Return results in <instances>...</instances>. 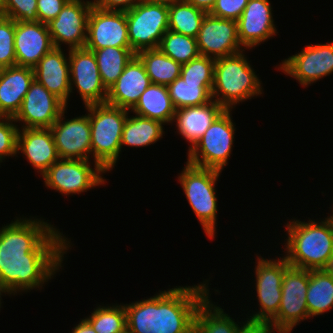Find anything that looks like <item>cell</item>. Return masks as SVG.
Returning <instances> with one entry per match:
<instances>
[{
    "mask_svg": "<svg viewBox=\"0 0 333 333\" xmlns=\"http://www.w3.org/2000/svg\"><path fill=\"white\" fill-rule=\"evenodd\" d=\"M43 219L22 217L0 228V290L5 294L42 288L62 267L70 241ZM16 293V294H15Z\"/></svg>",
    "mask_w": 333,
    "mask_h": 333,
    "instance_id": "1",
    "label": "cell"
},
{
    "mask_svg": "<svg viewBox=\"0 0 333 333\" xmlns=\"http://www.w3.org/2000/svg\"><path fill=\"white\" fill-rule=\"evenodd\" d=\"M203 282L125 304L127 333H193L196 311L210 294L208 280Z\"/></svg>",
    "mask_w": 333,
    "mask_h": 333,
    "instance_id": "2",
    "label": "cell"
},
{
    "mask_svg": "<svg viewBox=\"0 0 333 333\" xmlns=\"http://www.w3.org/2000/svg\"><path fill=\"white\" fill-rule=\"evenodd\" d=\"M285 229L288 237L284 257L290 266L306 270L333 268V214L318 223L293 219Z\"/></svg>",
    "mask_w": 333,
    "mask_h": 333,
    "instance_id": "3",
    "label": "cell"
},
{
    "mask_svg": "<svg viewBox=\"0 0 333 333\" xmlns=\"http://www.w3.org/2000/svg\"><path fill=\"white\" fill-rule=\"evenodd\" d=\"M243 53L215 59L212 99L225 109H233L263 92L260 79Z\"/></svg>",
    "mask_w": 333,
    "mask_h": 333,
    "instance_id": "4",
    "label": "cell"
},
{
    "mask_svg": "<svg viewBox=\"0 0 333 333\" xmlns=\"http://www.w3.org/2000/svg\"><path fill=\"white\" fill-rule=\"evenodd\" d=\"M91 125V149L94 162L106 172L119 160L121 137L129 110L108 103L85 106Z\"/></svg>",
    "mask_w": 333,
    "mask_h": 333,
    "instance_id": "5",
    "label": "cell"
},
{
    "mask_svg": "<svg viewBox=\"0 0 333 333\" xmlns=\"http://www.w3.org/2000/svg\"><path fill=\"white\" fill-rule=\"evenodd\" d=\"M178 175L190 207L203 227L208 238H214L217 220L216 181L222 171L202 168L186 162Z\"/></svg>",
    "mask_w": 333,
    "mask_h": 333,
    "instance_id": "6",
    "label": "cell"
},
{
    "mask_svg": "<svg viewBox=\"0 0 333 333\" xmlns=\"http://www.w3.org/2000/svg\"><path fill=\"white\" fill-rule=\"evenodd\" d=\"M231 111L232 109H225L195 145L188 149V163L219 171H222L225 165L227 166L236 129Z\"/></svg>",
    "mask_w": 333,
    "mask_h": 333,
    "instance_id": "7",
    "label": "cell"
},
{
    "mask_svg": "<svg viewBox=\"0 0 333 333\" xmlns=\"http://www.w3.org/2000/svg\"><path fill=\"white\" fill-rule=\"evenodd\" d=\"M308 283L309 270L290 266L285 271L278 313L266 324L272 332L291 333L300 321L310 319L306 301Z\"/></svg>",
    "mask_w": 333,
    "mask_h": 333,
    "instance_id": "8",
    "label": "cell"
},
{
    "mask_svg": "<svg viewBox=\"0 0 333 333\" xmlns=\"http://www.w3.org/2000/svg\"><path fill=\"white\" fill-rule=\"evenodd\" d=\"M125 13L131 49L138 53L158 48L169 30V6L141 0Z\"/></svg>",
    "mask_w": 333,
    "mask_h": 333,
    "instance_id": "9",
    "label": "cell"
},
{
    "mask_svg": "<svg viewBox=\"0 0 333 333\" xmlns=\"http://www.w3.org/2000/svg\"><path fill=\"white\" fill-rule=\"evenodd\" d=\"M255 275L256 293L260 310L247 318L249 324L266 325L277 313L281 304V286L285 271L290 267L286 258L264 259L257 256Z\"/></svg>",
    "mask_w": 333,
    "mask_h": 333,
    "instance_id": "10",
    "label": "cell"
},
{
    "mask_svg": "<svg viewBox=\"0 0 333 333\" xmlns=\"http://www.w3.org/2000/svg\"><path fill=\"white\" fill-rule=\"evenodd\" d=\"M89 161L59 159L42 174L45 186L67 196L104 185L106 171L97 162L92 169Z\"/></svg>",
    "mask_w": 333,
    "mask_h": 333,
    "instance_id": "11",
    "label": "cell"
},
{
    "mask_svg": "<svg viewBox=\"0 0 333 333\" xmlns=\"http://www.w3.org/2000/svg\"><path fill=\"white\" fill-rule=\"evenodd\" d=\"M70 93L78 89L84 105L106 103L108 89L103 85L93 51L87 48L69 50Z\"/></svg>",
    "mask_w": 333,
    "mask_h": 333,
    "instance_id": "12",
    "label": "cell"
},
{
    "mask_svg": "<svg viewBox=\"0 0 333 333\" xmlns=\"http://www.w3.org/2000/svg\"><path fill=\"white\" fill-rule=\"evenodd\" d=\"M93 1L69 0L57 17L47 26L54 48L62 44L68 49L84 48L87 38V22Z\"/></svg>",
    "mask_w": 333,
    "mask_h": 333,
    "instance_id": "13",
    "label": "cell"
},
{
    "mask_svg": "<svg viewBox=\"0 0 333 333\" xmlns=\"http://www.w3.org/2000/svg\"><path fill=\"white\" fill-rule=\"evenodd\" d=\"M294 77L303 87L333 72V42L306 46L279 64L278 70Z\"/></svg>",
    "mask_w": 333,
    "mask_h": 333,
    "instance_id": "14",
    "label": "cell"
},
{
    "mask_svg": "<svg viewBox=\"0 0 333 333\" xmlns=\"http://www.w3.org/2000/svg\"><path fill=\"white\" fill-rule=\"evenodd\" d=\"M65 111H67L66 108L50 127L59 158L91 160V125L89 114L66 120Z\"/></svg>",
    "mask_w": 333,
    "mask_h": 333,
    "instance_id": "15",
    "label": "cell"
},
{
    "mask_svg": "<svg viewBox=\"0 0 333 333\" xmlns=\"http://www.w3.org/2000/svg\"><path fill=\"white\" fill-rule=\"evenodd\" d=\"M130 47L124 11L102 10L92 6L87 22L85 48Z\"/></svg>",
    "mask_w": 333,
    "mask_h": 333,
    "instance_id": "16",
    "label": "cell"
},
{
    "mask_svg": "<svg viewBox=\"0 0 333 333\" xmlns=\"http://www.w3.org/2000/svg\"><path fill=\"white\" fill-rule=\"evenodd\" d=\"M196 39L200 55L213 59L245 51L238 39L237 21L210 13L206 14Z\"/></svg>",
    "mask_w": 333,
    "mask_h": 333,
    "instance_id": "17",
    "label": "cell"
},
{
    "mask_svg": "<svg viewBox=\"0 0 333 333\" xmlns=\"http://www.w3.org/2000/svg\"><path fill=\"white\" fill-rule=\"evenodd\" d=\"M67 106L35 79L13 117L23 128H50Z\"/></svg>",
    "mask_w": 333,
    "mask_h": 333,
    "instance_id": "18",
    "label": "cell"
},
{
    "mask_svg": "<svg viewBox=\"0 0 333 333\" xmlns=\"http://www.w3.org/2000/svg\"><path fill=\"white\" fill-rule=\"evenodd\" d=\"M269 0H249L237 20L238 39L244 49H252L276 35Z\"/></svg>",
    "mask_w": 333,
    "mask_h": 333,
    "instance_id": "19",
    "label": "cell"
},
{
    "mask_svg": "<svg viewBox=\"0 0 333 333\" xmlns=\"http://www.w3.org/2000/svg\"><path fill=\"white\" fill-rule=\"evenodd\" d=\"M54 48L45 23L15 21L14 49L16 65L33 68Z\"/></svg>",
    "mask_w": 333,
    "mask_h": 333,
    "instance_id": "20",
    "label": "cell"
},
{
    "mask_svg": "<svg viewBox=\"0 0 333 333\" xmlns=\"http://www.w3.org/2000/svg\"><path fill=\"white\" fill-rule=\"evenodd\" d=\"M151 83L143 63L135 55L108 89L106 103L130 111Z\"/></svg>",
    "mask_w": 333,
    "mask_h": 333,
    "instance_id": "21",
    "label": "cell"
},
{
    "mask_svg": "<svg viewBox=\"0 0 333 333\" xmlns=\"http://www.w3.org/2000/svg\"><path fill=\"white\" fill-rule=\"evenodd\" d=\"M63 49L53 48L33 67L34 79L66 106L70 98L69 57Z\"/></svg>",
    "mask_w": 333,
    "mask_h": 333,
    "instance_id": "22",
    "label": "cell"
},
{
    "mask_svg": "<svg viewBox=\"0 0 333 333\" xmlns=\"http://www.w3.org/2000/svg\"><path fill=\"white\" fill-rule=\"evenodd\" d=\"M20 151L40 175L60 159L50 128L19 129L17 153Z\"/></svg>",
    "mask_w": 333,
    "mask_h": 333,
    "instance_id": "23",
    "label": "cell"
},
{
    "mask_svg": "<svg viewBox=\"0 0 333 333\" xmlns=\"http://www.w3.org/2000/svg\"><path fill=\"white\" fill-rule=\"evenodd\" d=\"M34 80L31 67L12 66L0 69V117H14Z\"/></svg>",
    "mask_w": 333,
    "mask_h": 333,
    "instance_id": "24",
    "label": "cell"
},
{
    "mask_svg": "<svg viewBox=\"0 0 333 333\" xmlns=\"http://www.w3.org/2000/svg\"><path fill=\"white\" fill-rule=\"evenodd\" d=\"M224 110L225 108L214 100L205 105L176 110L173 121L176 122L177 132L190 143L189 149Z\"/></svg>",
    "mask_w": 333,
    "mask_h": 333,
    "instance_id": "25",
    "label": "cell"
},
{
    "mask_svg": "<svg viewBox=\"0 0 333 333\" xmlns=\"http://www.w3.org/2000/svg\"><path fill=\"white\" fill-rule=\"evenodd\" d=\"M134 114L162 122L173 123L176 109L166 85L151 83L131 109Z\"/></svg>",
    "mask_w": 333,
    "mask_h": 333,
    "instance_id": "26",
    "label": "cell"
},
{
    "mask_svg": "<svg viewBox=\"0 0 333 333\" xmlns=\"http://www.w3.org/2000/svg\"><path fill=\"white\" fill-rule=\"evenodd\" d=\"M209 296L196 311L193 333H240L249 324L245 320L240 327L221 307L211 303Z\"/></svg>",
    "mask_w": 333,
    "mask_h": 333,
    "instance_id": "27",
    "label": "cell"
},
{
    "mask_svg": "<svg viewBox=\"0 0 333 333\" xmlns=\"http://www.w3.org/2000/svg\"><path fill=\"white\" fill-rule=\"evenodd\" d=\"M306 301L309 317L333 309V268L309 270Z\"/></svg>",
    "mask_w": 333,
    "mask_h": 333,
    "instance_id": "28",
    "label": "cell"
},
{
    "mask_svg": "<svg viewBox=\"0 0 333 333\" xmlns=\"http://www.w3.org/2000/svg\"><path fill=\"white\" fill-rule=\"evenodd\" d=\"M134 115L127 116L121 137V149L123 145L135 148L149 146L161 139L165 132L162 122Z\"/></svg>",
    "mask_w": 333,
    "mask_h": 333,
    "instance_id": "29",
    "label": "cell"
},
{
    "mask_svg": "<svg viewBox=\"0 0 333 333\" xmlns=\"http://www.w3.org/2000/svg\"><path fill=\"white\" fill-rule=\"evenodd\" d=\"M154 84L169 85L181 74L182 64L164 54L159 48L136 53Z\"/></svg>",
    "mask_w": 333,
    "mask_h": 333,
    "instance_id": "30",
    "label": "cell"
},
{
    "mask_svg": "<svg viewBox=\"0 0 333 333\" xmlns=\"http://www.w3.org/2000/svg\"><path fill=\"white\" fill-rule=\"evenodd\" d=\"M214 82H185L179 76L167 85L169 96L175 109L205 105L211 102Z\"/></svg>",
    "mask_w": 333,
    "mask_h": 333,
    "instance_id": "31",
    "label": "cell"
},
{
    "mask_svg": "<svg viewBox=\"0 0 333 333\" xmlns=\"http://www.w3.org/2000/svg\"><path fill=\"white\" fill-rule=\"evenodd\" d=\"M93 51L103 85L109 89L136 55L131 47H107Z\"/></svg>",
    "mask_w": 333,
    "mask_h": 333,
    "instance_id": "32",
    "label": "cell"
},
{
    "mask_svg": "<svg viewBox=\"0 0 333 333\" xmlns=\"http://www.w3.org/2000/svg\"><path fill=\"white\" fill-rule=\"evenodd\" d=\"M206 12L181 0L169 6L168 28L171 31L197 38Z\"/></svg>",
    "mask_w": 333,
    "mask_h": 333,
    "instance_id": "33",
    "label": "cell"
},
{
    "mask_svg": "<svg viewBox=\"0 0 333 333\" xmlns=\"http://www.w3.org/2000/svg\"><path fill=\"white\" fill-rule=\"evenodd\" d=\"M85 320L97 333H127L124 305L97 306Z\"/></svg>",
    "mask_w": 333,
    "mask_h": 333,
    "instance_id": "34",
    "label": "cell"
},
{
    "mask_svg": "<svg viewBox=\"0 0 333 333\" xmlns=\"http://www.w3.org/2000/svg\"><path fill=\"white\" fill-rule=\"evenodd\" d=\"M164 54L181 64L200 56L197 39L168 30L158 47Z\"/></svg>",
    "mask_w": 333,
    "mask_h": 333,
    "instance_id": "35",
    "label": "cell"
},
{
    "mask_svg": "<svg viewBox=\"0 0 333 333\" xmlns=\"http://www.w3.org/2000/svg\"><path fill=\"white\" fill-rule=\"evenodd\" d=\"M215 59L202 56L182 64L180 76L185 82H214Z\"/></svg>",
    "mask_w": 333,
    "mask_h": 333,
    "instance_id": "36",
    "label": "cell"
},
{
    "mask_svg": "<svg viewBox=\"0 0 333 333\" xmlns=\"http://www.w3.org/2000/svg\"><path fill=\"white\" fill-rule=\"evenodd\" d=\"M15 21L0 15V69L16 66Z\"/></svg>",
    "mask_w": 333,
    "mask_h": 333,
    "instance_id": "37",
    "label": "cell"
},
{
    "mask_svg": "<svg viewBox=\"0 0 333 333\" xmlns=\"http://www.w3.org/2000/svg\"><path fill=\"white\" fill-rule=\"evenodd\" d=\"M2 16L22 22H37V0H4Z\"/></svg>",
    "mask_w": 333,
    "mask_h": 333,
    "instance_id": "38",
    "label": "cell"
},
{
    "mask_svg": "<svg viewBox=\"0 0 333 333\" xmlns=\"http://www.w3.org/2000/svg\"><path fill=\"white\" fill-rule=\"evenodd\" d=\"M19 128L13 117H0V163L6 157L17 156Z\"/></svg>",
    "mask_w": 333,
    "mask_h": 333,
    "instance_id": "39",
    "label": "cell"
},
{
    "mask_svg": "<svg viewBox=\"0 0 333 333\" xmlns=\"http://www.w3.org/2000/svg\"><path fill=\"white\" fill-rule=\"evenodd\" d=\"M249 0H217L210 14L222 19L237 21Z\"/></svg>",
    "mask_w": 333,
    "mask_h": 333,
    "instance_id": "40",
    "label": "cell"
},
{
    "mask_svg": "<svg viewBox=\"0 0 333 333\" xmlns=\"http://www.w3.org/2000/svg\"><path fill=\"white\" fill-rule=\"evenodd\" d=\"M69 0H37L38 21L48 24L55 19Z\"/></svg>",
    "mask_w": 333,
    "mask_h": 333,
    "instance_id": "41",
    "label": "cell"
},
{
    "mask_svg": "<svg viewBox=\"0 0 333 333\" xmlns=\"http://www.w3.org/2000/svg\"><path fill=\"white\" fill-rule=\"evenodd\" d=\"M141 0H93V5L102 10L128 11Z\"/></svg>",
    "mask_w": 333,
    "mask_h": 333,
    "instance_id": "42",
    "label": "cell"
},
{
    "mask_svg": "<svg viewBox=\"0 0 333 333\" xmlns=\"http://www.w3.org/2000/svg\"><path fill=\"white\" fill-rule=\"evenodd\" d=\"M189 4L199 8L206 13H210L217 0H186Z\"/></svg>",
    "mask_w": 333,
    "mask_h": 333,
    "instance_id": "43",
    "label": "cell"
},
{
    "mask_svg": "<svg viewBox=\"0 0 333 333\" xmlns=\"http://www.w3.org/2000/svg\"><path fill=\"white\" fill-rule=\"evenodd\" d=\"M240 333H274L266 325L248 324Z\"/></svg>",
    "mask_w": 333,
    "mask_h": 333,
    "instance_id": "44",
    "label": "cell"
},
{
    "mask_svg": "<svg viewBox=\"0 0 333 333\" xmlns=\"http://www.w3.org/2000/svg\"><path fill=\"white\" fill-rule=\"evenodd\" d=\"M72 333H97V332L85 319H81L79 324L73 327Z\"/></svg>",
    "mask_w": 333,
    "mask_h": 333,
    "instance_id": "45",
    "label": "cell"
},
{
    "mask_svg": "<svg viewBox=\"0 0 333 333\" xmlns=\"http://www.w3.org/2000/svg\"><path fill=\"white\" fill-rule=\"evenodd\" d=\"M150 3H154V4H162V5H166V6H171L174 3H177L181 0H144Z\"/></svg>",
    "mask_w": 333,
    "mask_h": 333,
    "instance_id": "46",
    "label": "cell"
},
{
    "mask_svg": "<svg viewBox=\"0 0 333 333\" xmlns=\"http://www.w3.org/2000/svg\"><path fill=\"white\" fill-rule=\"evenodd\" d=\"M4 0H0V15L2 14Z\"/></svg>",
    "mask_w": 333,
    "mask_h": 333,
    "instance_id": "47",
    "label": "cell"
},
{
    "mask_svg": "<svg viewBox=\"0 0 333 333\" xmlns=\"http://www.w3.org/2000/svg\"><path fill=\"white\" fill-rule=\"evenodd\" d=\"M3 292L0 290V301H1V296H3V294H2Z\"/></svg>",
    "mask_w": 333,
    "mask_h": 333,
    "instance_id": "48",
    "label": "cell"
}]
</instances>
